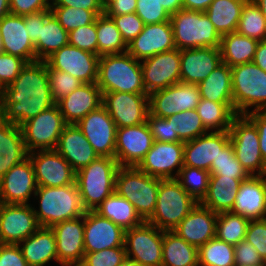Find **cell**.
<instances>
[{"label":"cell","instance_id":"1","mask_svg":"<svg viewBox=\"0 0 266 266\" xmlns=\"http://www.w3.org/2000/svg\"><path fill=\"white\" fill-rule=\"evenodd\" d=\"M56 103L49 86L45 61L27 63L15 80L0 95V117L20 126Z\"/></svg>","mask_w":266,"mask_h":266},{"label":"cell","instance_id":"2","mask_svg":"<svg viewBox=\"0 0 266 266\" xmlns=\"http://www.w3.org/2000/svg\"><path fill=\"white\" fill-rule=\"evenodd\" d=\"M139 62L127 52L100 56L97 86L101 92L147 94Z\"/></svg>","mask_w":266,"mask_h":266},{"label":"cell","instance_id":"3","mask_svg":"<svg viewBox=\"0 0 266 266\" xmlns=\"http://www.w3.org/2000/svg\"><path fill=\"white\" fill-rule=\"evenodd\" d=\"M34 196H39V210L34 209V213L41 227L51 228L86 213L76 183L59 187L37 186Z\"/></svg>","mask_w":266,"mask_h":266},{"label":"cell","instance_id":"4","mask_svg":"<svg viewBox=\"0 0 266 266\" xmlns=\"http://www.w3.org/2000/svg\"><path fill=\"white\" fill-rule=\"evenodd\" d=\"M119 167L113 157H98L76 172L75 182L86 211H94L115 192V177Z\"/></svg>","mask_w":266,"mask_h":266},{"label":"cell","instance_id":"5","mask_svg":"<svg viewBox=\"0 0 266 266\" xmlns=\"http://www.w3.org/2000/svg\"><path fill=\"white\" fill-rule=\"evenodd\" d=\"M159 178L150 176L136 166H120L115 177V192L135 207L147 221L156 208Z\"/></svg>","mask_w":266,"mask_h":266},{"label":"cell","instance_id":"6","mask_svg":"<svg viewBox=\"0 0 266 266\" xmlns=\"http://www.w3.org/2000/svg\"><path fill=\"white\" fill-rule=\"evenodd\" d=\"M177 49L220 47L221 35L205 12L182 8L170 17Z\"/></svg>","mask_w":266,"mask_h":266},{"label":"cell","instance_id":"7","mask_svg":"<svg viewBox=\"0 0 266 266\" xmlns=\"http://www.w3.org/2000/svg\"><path fill=\"white\" fill-rule=\"evenodd\" d=\"M197 203L176 179L159 178L156 208L147 222L172 231Z\"/></svg>","mask_w":266,"mask_h":266},{"label":"cell","instance_id":"8","mask_svg":"<svg viewBox=\"0 0 266 266\" xmlns=\"http://www.w3.org/2000/svg\"><path fill=\"white\" fill-rule=\"evenodd\" d=\"M232 96L237 115L251 111L266 110V72L253 62L231 68Z\"/></svg>","mask_w":266,"mask_h":266},{"label":"cell","instance_id":"9","mask_svg":"<svg viewBox=\"0 0 266 266\" xmlns=\"http://www.w3.org/2000/svg\"><path fill=\"white\" fill-rule=\"evenodd\" d=\"M68 124L57 104L40 112L20 125L28 153L38 150H55L62 131Z\"/></svg>","mask_w":266,"mask_h":266},{"label":"cell","instance_id":"10","mask_svg":"<svg viewBox=\"0 0 266 266\" xmlns=\"http://www.w3.org/2000/svg\"><path fill=\"white\" fill-rule=\"evenodd\" d=\"M237 160L249 175H261L266 162L260 151L258 129L246 115H236L229 129Z\"/></svg>","mask_w":266,"mask_h":266},{"label":"cell","instance_id":"11","mask_svg":"<svg viewBox=\"0 0 266 266\" xmlns=\"http://www.w3.org/2000/svg\"><path fill=\"white\" fill-rule=\"evenodd\" d=\"M163 230L144 221L125 231L126 257L144 266H162Z\"/></svg>","mask_w":266,"mask_h":266},{"label":"cell","instance_id":"12","mask_svg":"<svg viewBox=\"0 0 266 266\" xmlns=\"http://www.w3.org/2000/svg\"><path fill=\"white\" fill-rule=\"evenodd\" d=\"M102 106L108 111L117 128L147 122L149 95L126 92L102 93Z\"/></svg>","mask_w":266,"mask_h":266},{"label":"cell","instance_id":"13","mask_svg":"<svg viewBox=\"0 0 266 266\" xmlns=\"http://www.w3.org/2000/svg\"><path fill=\"white\" fill-rule=\"evenodd\" d=\"M181 50L158 53L141 62L143 84L147 95L181 82Z\"/></svg>","mask_w":266,"mask_h":266},{"label":"cell","instance_id":"14","mask_svg":"<svg viewBox=\"0 0 266 266\" xmlns=\"http://www.w3.org/2000/svg\"><path fill=\"white\" fill-rule=\"evenodd\" d=\"M201 99L197 85L177 83L149 95V112L161 118L195 110Z\"/></svg>","mask_w":266,"mask_h":266},{"label":"cell","instance_id":"15","mask_svg":"<svg viewBox=\"0 0 266 266\" xmlns=\"http://www.w3.org/2000/svg\"><path fill=\"white\" fill-rule=\"evenodd\" d=\"M97 54L84 51L72 45H66L49 56L45 62L48 69L67 72L82 83H97Z\"/></svg>","mask_w":266,"mask_h":266},{"label":"cell","instance_id":"16","mask_svg":"<svg viewBox=\"0 0 266 266\" xmlns=\"http://www.w3.org/2000/svg\"><path fill=\"white\" fill-rule=\"evenodd\" d=\"M40 227L30 204L0 203L1 244H19Z\"/></svg>","mask_w":266,"mask_h":266},{"label":"cell","instance_id":"17","mask_svg":"<svg viewBox=\"0 0 266 266\" xmlns=\"http://www.w3.org/2000/svg\"><path fill=\"white\" fill-rule=\"evenodd\" d=\"M28 153L37 186L59 187L75 184L76 172L56 150H36Z\"/></svg>","mask_w":266,"mask_h":266},{"label":"cell","instance_id":"18","mask_svg":"<svg viewBox=\"0 0 266 266\" xmlns=\"http://www.w3.org/2000/svg\"><path fill=\"white\" fill-rule=\"evenodd\" d=\"M76 126L82 131L99 157L115 158L117 127L102 105L87 114Z\"/></svg>","mask_w":266,"mask_h":266},{"label":"cell","instance_id":"19","mask_svg":"<svg viewBox=\"0 0 266 266\" xmlns=\"http://www.w3.org/2000/svg\"><path fill=\"white\" fill-rule=\"evenodd\" d=\"M183 153L184 142L154 141L152 148L136 167L153 177L176 179L183 167ZM174 168H178L176 173H173Z\"/></svg>","mask_w":266,"mask_h":266},{"label":"cell","instance_id":"20","mask_svg":"<svg viewBox=\"0 0 266 266\" xmlns=\"http://www.w3.org/2000/svg\"><path fill=\"white\" fill-rule=\"evenodd\" d=\"M154 143L147 122L123 128H117L115 159L120 166H137Z\"/></svg>","mask_w":266,"mask_h":266},{"label":"cell","instance_id":"21","mask_svg":"<svg viewBox=\"0 0 266 266\" xmlns=\"http://www.w3.org/2000/svg\"><path fill=\"white\" fill-rule=\"evenodd\" d=\"M125 230L95 211L84 215V251L97 252L103 249L124 247Z\"/></svg>","mask_w":266,"mask_h":266},{"label":"cell","instance_id":"22","mask_svg":"<svg viewBox=\"0 0 266 266\" xmlns=\"http://www.w3.org/2000/svg\"><path fill=\"white\" fill-rule=\"evenodd\" d=\"M36 190L34 168L27 157L0 178V203L28 204L31 194H35Z\"/></svg>","mask_w":266,"mask_h":266},{"label":"cell","instance_id":"23","mask_svg":"<svg viewBox=\"0 0 266 266\" xmlns=\"http://www.w3.org/2000/svg\"><path fill=\"white\" fill-rule=\"evenodd\" d=\"M175 48L171 22L165 21L145 25L141 33L127 44V53L142 61Z\"/></svg>","mask_w":266,"mask_h":266},{"label":"cell","instance_id":"24","mask_svg":"<svg viewBox=\"0 0 266 266\" xmlns=\"http://www.w3.org/2000/svg\"><path fill=\"white\" fill-rule=\"evenodd\" d=\"M56 238L58 263L80 265L84 251V215L51 227Z\"/></svg>","mask_w":266,"mask_h":266},{"label":"cell","instance_id":"25","mask_svg":"<svg viewBox=\"0 0 266 266\" xmlns=\"http://www.w3.org/2000/svg\"><path fill=\"white\" fill-rule=\"evenodd\" d=\"M230 142L229 131H211L184 143L183 166L209 171L212 161Z\"/></svg>","mask_w":266,"mask_h":266},{"label":"cell","instance_id":"26","mask_svg":"<svg viewBox=\"0 0 266 266\" xmlns=\"http://www.w3.org/2000/svg\"><path fill=\"white\" fill-rule=\"evenodd\" d=\"M218 213L198 202L172 230L187 243L199 248L216 237Z\"/></svg>","mask_w":266,"mask_h":266},{"label":"cell","instance_id":"27","mask_svg":"<svg viewBox=\"0 0 266 266\" xmlns=\"http://www.w3.org/2000/svg\"><path fill=\"white\" fill-rule=\"evenodd\" d=\"M222 63L220 48H192L181 50V83L198 85Z\"/></svg>","mask_w":266,"mask_h":266},{"label":"cell","instance_id":"28","mask_svg":"<svg viewBox=\"0 0 266 266\" xmlns=\"http://www.w3.org/2000/svg\"><path fill=\"white\" fill-rule=\"evenodd\" d=\"M230 212L248 220L266 219V184L261 175H250L241 182Z\"/></svg>","mask_w":266,"mask_h":266},{"label":"cell","instance_id":"29","mask_svg":"<svg viewBox=\"0 0 266 266\" xmlns=\"http://www.w3.org/2000/svg\"><path fill=\"white\" fill-rule=\"evenodd\" d=\"M56 104L66 123L76 125L102 105V92L97 83H83Z\"/></svg>","mask_w":266,"mask_h":266},{"label":"cell","instance_id":"30","mask_svg":"<svg viewBox=\"0 0 266 266\" xmlns=\"http://www.w3.org/2000/svg\"><path fill=\"white\" fill-rule=\"evenodd\" d=\"M27 33L24 16L9 14L2 18L0 35L4 53L22 58L28 63L35 62V45Z\"/></svg>","mask_w":266,"mask_h":266},{"label":"cell","instance_id":"31","mask_svg":"<svg viewBox=\"0 0 266 266\" xmlns=\"http://www.w3.org/2000/svg\"><path fill=\"white\" fill-rule=\"evenodd\" d=\"M55 150L75 172L99 157L82 131L74 124H68L62 131Z\"/></svg>","mask_w":266,"mask_h":266},{"label":"cell","instance_id":"32","mask_svg":"<svg viewBox=\"0 0 266 266\" xmlns=\"http://www.w3.org/2000/svg\"><path fill=\"white\" fill-rule=\"evenodd\" d=\"M27 157L20 126L0 117V178Z\"/></svg>","mask_w":266,"mask_h":266},{"label":"cell","instance_id":"33","mask_svg":"<svg viewBox=\"0 0 266 266\" xmlns=\"http://www.w3.org/2000/svg\"><path fill=\"white\" fill-rule=\"evenodd\" d=\"M18 245L29 266H44L53 259L58 263L56 238L50 227H40Z\"/></svg>","mask_w":266,"mask_h":266},{"label":"cell","instance_id":"34","mask_svg":"<svg viewBox=\"0 0 266 266\" xmlns=\"http://www.w3.org/2000/svg\"><path fill=\"white\" fill-rule=\"evenodd\" d=\"M243 180L210 175L207 194L200 203L216 213L231 211Z\"/></svg>","mask_w":266,"mask_h":266},{"label":"cell","instance_id":"35","mask_svg":"<svg viewBox=\"0 0 266 266\" xmlns=\"http://www.w3.org/2000/svg\"><path fill=\"white\" fill-rule=\"evenodd\" d=\"M259 41L237 32L222 35L220 53L222 63L230 68L253 61Z\"/></svg>","mask_w":266,"mask_h":266},{"label":"cell","instance_id":"36","mask_svg":"<svg viewBox=\"0 0 266 266\" xmlns=\"http://www.w3.org/2000/svg\"><path fill=\"white\" fill-rule=\"evenodd\" d=\"M94 211L125 231L144 222L133 204L116 192L108 196Z\"/></svg>","mask_w":266,"mask_h":266},{"label":"cell","instance_id":"37","mask_svg":"<svg viewBox=\"0 0 266 266\" xmlns=\"http://www.w3.org/2000/svg\"><path fill=\"white\" fill-rule=\"evenodd\" d=\"M197 86L202 99L216 103H233L231 68L225 63L219 64Z\"/></svg>","mask_w":266,"mask_h":266},{"label":"cell","instance_id":"38","mask_svg":"<svg viewBox=\"0 0 266 266\" xmlns=\"http://www.w3.org/2000/svg\"><path fill=\"white\" fill-rule=\"evenodd\" d=\"M162 266H199L198 248L174 231L163 230Z\"/></svg>","mask_w":266,"mask_h":266},{"label":"cell","instance_id":"39","mask_svg":"<svg viewBox=\"0 0 266 266\" xmlns=\"http://www.w3.org/2000/svg\"><path fill=\"white\" fill-rule=\"evenodd\" d=\"M68 44V32L50 12L45 21H41L40 39L35 44L36 61H45Z\"/></svg>","mask_w":266,"mask_h":266},{"label":"cell","instance_id":"40","mask_svg":"<svg viewBox=\"0 0 266 266\" xmlns=\"http://www.w3.org/2000/svg\"><path fill=\"white\" fill-rule=\"evenodd\" d=\"M247 0H213L205 13L222 36L236 32L242 9Z\"/></svg>","mask_w":266,"mask_h":266},{"label":"cell","instance_id":"41","mask_svg":"<svg viewBox=\"0 0 266 266\" xmlns=\"http://www.w3.org/2000/svg\"><path fill=\"white\" fill-rule=\"evenodd\" d=\"M196 111L208 131H229L232 119L237 115L233 103H216L202 98Z\"/></svg>","mask_w":266,"mask_h":266},{"label":"cell","instance_id":"42","mask_svg":"<svg viewBox=\"0 0 266 266\" xmlns=\"http://www.w3.org/2000/svg\"><path fill=\"white\" fill-rule=\"evenodd\" d=\"M97 55H110L127 52V44L115 22L105 13L96 19Z\"/></svg>","mask_w":266,"mask_h":266},{"label":"cell","instance_id":"43","mask_svg":"<svg viewBox=\"0 0 266 266\" xmlns=\"http://www.w3.org/2000/svg\"><path fill=\"white\" fill-rule=\"evenodd\" d=\"M173 129V142H188L209 132L198 112L187 110L166 118Z\"/></svg>","mask_w":266,"mask_h":266},{"label":"cell","instance_id":"44","mask_svg":"<svg viewBox=\"0 0 266 266\" xmlns=\"http://www.w3.org/2000/svg\"><path fill=\"white\" fill-rule=\"evenodd\" d=\"M199 266H235L234 245L217 237L198 248Z\"/></svg>","mask_w":266,"mask_h":266},{"label":"cell","instance_id":"45","mask_svg":"<svg viewBox=\"0 0 266 266\" xmlns=\"http://www.w3.org/2000/svg\"><path fill=\"white\" fill-rule=\"evenodd\" d=\"M250 220L232 212L218 213L216 237L221 241L236 245L246 236Z\"/></svg>","mask_w":266,"mask_h":266},{"label":"cell","instance_id":"46","mask_svg":"<svg viewBox=\"0 0 266 266\" xmlns=\"http://www.w3.org/2000/svg\"><path fill=\"white\" fill-rule=\"evenodd\" d=\"M236 32L258 41L266 40V19L252 0L245 2Z\"/></svg>","mask_w":266,"mask_h":266},{"label":"cell","instance_id":"47","mask_svg":"<svg viewBox=\"0 0 266 266\" xmlns=\"http://www.w3.org/2000/svg\"><path fill=\"white\" fill-rule=\"evenodd\" d=\"M50 11L69 33L78 27L94 23L105 11H90L68 6H50Z\"/></svg>","mask_w":266,"mask_h":266},{"label":"cell","instance_id":"48","mask_svg":"<svg viewBox=\"0 0 266 266\" xmlns=\"http://www.w3.org/2000/svg\"><path fill=\"white\" fill-rule=\"evenodd\" d=\"M210 172L189 166H183L176 180L197 202L206 196L209 186Z\"/></svg>","mask_w":266,"mask_h":266},{"label":"cell","instance_id":"49","mask_svg":"<svg viewBox=\"0 0 266 266\" xmlns=\"http://www.w3.org/2000/svg\"><path fill=\"white\" fill-rule=\"evenodd\" d=\"M209 172L211 175H221L233 179H247L250 176L237 160L231 142L220 150L216 161H212Z\"/></svg>","mask_w":266,"mask_h":266},{"label":"cell","instance_id":"50","mask_svg":"<svg viewBox=\"0 0 266 266\" xmlns=\"http://www.w3.org/2000/svg\"><path fill=\"white\" fill-rule=\"evenodd\" d=\"M48 75L51 96L55 103L83 84L69 73L61 72L56 69H48Z\"/></svg>","mask_w":266,"mask_h":266},{"label":"cell","instance_id":"51","mask_svg":"<svg viewBox=\"0 0 266 266\" xmlns=\"http://www.w3.org/2000/svg\"><path fill=\"white\" fill-rule=\"evenodd\" d=\"M125 259V247H114L84 254L80 266H119Z\"/></svg>","mask_w":266,"mask_h":266},{"label":"cell","instance_id":"52","mask_svg":"<svg viewBox=\"0 0 266 266\" xmlns=\"http://www.w3.org/2000/svg\"><path fill=\"white\" fill-rule=\"evenodd\" d=\"M97 31L94 23L78 27L68 33L69 45L97 54Z\"/></svg>","mask_w":266,"mask_h":266},{"label":"cell","instance_id":"53","mask_svg":"<svg viewBox=\"0 0 266 266\" xmlns=\"http://www.w3.org/2000/svg\"><path fill=\"white\" fill-rule=\"evenodd\" d=\"M135 13L145 25L170 21L171 17L157 0H137Z\"/></svg>","mask_w":266,"mask_h":266},{"label":"cell","instance_id":"54","mask_svg":"<svg viewBox=\"0 0 266 266\" xmlns=\"http://www.w3.org/2000/svg\"><path fill=\"white\" fill-rule=\"evenodd\" d=\"M107 16L113 19L126 44L135 39L145 26L142 19L136 13Z\"/></svg>","mask_w":266,"mask_h":266},{"label":"cell","instance_id":"55","mask_svg":"<svg viewBox=\"0 0 266 266\" xmlns=\"http://www.w3.org/2000/svg\"><path fill=\"white\" fill-rule=\"evenodd\" d=\"M28 62L7 53L0 54V91L9 86Z\"/></svg>","mask_w":266,"mask_h":266},{"label":"cell","instance_id":"56","mask_svg":"<svg viewBox=\"0 0 266 266\" xmlns=\"http://www.w3.org/2000/svg\"><path fill=\"white\" fill-rule=\"evenodd\" d=\"M245 240L254 245L266 263V219L250 220Z\"/></svg>","mask_w":266,"mask_h":266},{"label":"cell","instance_id":"57","mask_svg":"<svg viewBox=\"0 0 266 266\" xmlns=\"http://www.w3.org/2000/svg\"><path fill=\"white\" fill-rule=\"evenodd\" d=\"M235 266L266 265L254 245L245 239L234 245Z\"/></svg>","mask_w":266,"mask_h":266},{"label":"cell","instance_id":"58","mask_svg":"<svg viewBox=\"0 0 266 266\" xmlns=\"http://www.w3.org/2000/svg\"><path fill=\"white\" fill-rule=\"evenodd\" d=\"M147 123L154 141L173 142V129L166 118L157 117L149 112L147 115Z\"/></svg>","mask_w":266,"mask_h":266},{"label":"cell","instance_id":"59","mask_svg":"<svg viewBox=\"0 0 266 266\" xmlns=\"http://www.w3.org/2000/svg\"><path fill=\"white\" fill-rule=\"evenodd\" d=\"M9 2L10 14L20 16L50 9L51 4L49 0H9Z\"/></svg>","mask_w":266,"mask_h":266},{"label":"cell","instance_id":"60","mask_svg":"<svg viewBox=\"0 0 266 266\" xmlns=\"http://www.w3.org/2000/svg\"><path fill=\"white\" fill-rule=\"evenodd\" d=\"M0 266H29L18 244L0 243Z\"/></svg>","mask_w":266,"mask_h":266},{"label":"cell","instance_id":"61","mask_svg":"<svg viewBox=\"0 0 266 266\" xmlns=\"http://www.w3.org/2000/svg\"><path fill=\"white\" fill-rule=\"evenodd\" d=\"M50 12V9H47L34 14L24 15L25 28H27V34L34 45L40 39L41 21H45L46 16Z\"/></svg>","mask_w":266,"mask_h":266},{"label":"cell","instance_id":"62","mask_svg":"<svg viewBox=\"0 0 266 266\" xmlns=\"http://www.w3.org/2000/svg\"><path fill=\"white\" fill-rule=\"evenodd\" d=\"M246 116L258 129L259 147L263 160L266 162V110L250 111Z\"/></svg>","mask_w":266,"mask_h":266},{"label":"cell","instance_id":"63","mask_svg":"<svg viewBox=\"0 0 266 266\" xmlns=\"http://www.w3.org/2000/svg\"><path fill=\"white\" fill-rule=\"evenodd\" d=\"M50 6H68L90 11H105L101 0H51Z\"/></svg>","mask_w":266,"mask_h":266},{"label":"cell","instance_id":"64","mask_svg":"<svg viewBox=\"0 0 266 266\" xmlns=\"http://www.w3.org/2000/svg\"><path fill=\"white\" fill-rule=\"evenodd\" d=\"M137 0H115L106 9V15H124L135 13Z\"/></svg>","mask_w":266,"mask_h":266},{"label":"cell","instance_id":"65","mask_svg":"<svg viewBox=\"0 0 266 266\" xmlns=\"http://www.w3.org/2000/svg\"><path fill=\"white\" fill-rule=\"evenodd\" d=\"M252 62L266 72V40L259 41Z\"/></svg>","mask_w":266,"mask_h":266},{"label":"cell","instance_id":"66","mask_svg":"<svg viewBox=\"0 0 266 266\" xmlns=\"http://www.w3.org/2000/svg\"><path fill=\"white\" fill-rule=\"evenodd\" d=\"M213 0H182L183 8L205 12Z\"/></svg>","mask_w":266,"mask_h":266},{"label":"cell","instance_id":"67","mask_svg":"<svg viewBox=\"0 0 266 266\" xmlns=\"http://www.w3.org/2000/svg\"><path fill=\"white\" fill-rule=\"evenodd\" d=\"M172 15L183 8L182 0H157Z\"/></svg>","mask_w":266,"mask_h":266},{"label":"cell","instance_id":"68","mask_svg":"<svg viewBox=\"0 0 266 266\" xmlns=\"http://www.w3.org/2000/svg\"><path fill=\"white\" fill-rule=\"evenodd\" d=\"M10 14L9 0H0V20Z\"/></svg>","mask_w":266,"mask_h":266},{"label":"cell","instance_id":"69","mask_svg":"<svg viewBox=\"0 0 266 266\" xmlns=\"http://www.w3.org/2000/svg\"><path fill=\"white\" fill-rule=\"evenodd\" d=\"M255 3L266 19V0H252Z\"/></svg>","mask_w":266,"mask_h":266},{"label":"cell","instance_id":"70","mask_svg":"<svg viewBox=\"0 0 266 266\" xmlns=\"http://www.w3.org/2000/svg\"><path fill=\"white\" fill-rule=\"evenodd\" d=\"M119 266H144V265L126 257V259Z\"/></svg>","mask_w":266,"mask_h":266},{"label":"cell","instance_id":"71","mask_svg":"<svg viewBox=\"0 0 266 266\" xmlns=\"http://www.w3.org/2000/svg\"><path fill=\"white\" fill-rule=\"evenodd\" d=\"M115 0H101L104 10Z\"/></svg>","mask_w":266,"mask_h":266},{"label":"cell","instance_id":"72","mask_svg":"<svg viewBox=\"0 0 266 266\" xmlns=\"http://www.w3.org/2000/svg\"><path fill=\"white\" fill-rule=\"evenodd\" d=\"M261 177L263 178L265 184H266V165L264 166L263 173L261 174Z\"/></svg>","mask_w":266,"mask_h":266},{"label":"cell","instance_id":"73","mask_svg":"<svg viewBox=\"0 0 266 266\" xmlns=\"http://www.w3.org/2000/svg\"><path fill=\"white\" fill-rule=\"evenodd\" d=\"M4 50H3V45H2V38H1V35H0V54L3 53Z\"/></svg>","mask_w":266,"mask_h":266},{"label":"cell","instance_id":"74","mask_svg":"<svg viewBox=\"0 0 266 266\" xmlns=\"http://www.w3.org/2000/svg\"><path fill=\"white\" fill-rule=\"evenodd\" d=\"M62 266H80V265L62 264Z\"/></svg>","mask_w":266,"mask_h":266},{"label":"cell","instance_id":"75","mask_svg":"<svg viewBox=\"0 0 266 266\" xmlns=\"http://www.w3.org/2000/svg\"><path fill=\"white\" fill-rule=\"evenodd\" d=\"M245 266H266V265H245Z\"/></svg>","mask_w":266,"mask_h":266}]
</instances>
